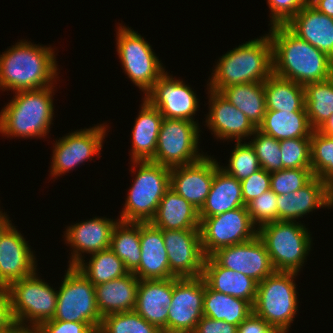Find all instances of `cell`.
Wrapping results in <instances>:
<instances>
[{"label":"cell","mask_w":333,"mask_h":333,"mask_svg":"<svg viewBox=\"0 0 333 333\" xmlns=\"http://www.w3.org/2000/svg\"><path fill=\"white\" fill-rule=\"evenodd\" d=\"M273 74L305 86L333 76V59L286 25L271 26Z\"/></svg>","instance_id":"obj_1"},{"label":"cell","mask_w":333,"mask_h":333,"mask_svg":"<svg viewBox=\"0 0 333 333\" xmlns=\"http://www.w3.org/2000/svg\"><path fill=\"white\" fill-rule=\"evenodd\" d=\"M51 46L20 40L0 55V89L37 90L53 86L58 76L57 61ZM58 76V77H57Z\"/></svg>","instance_id":"obj_2"},{"label":"cell","mask_w":333,"mask_h":333,"mask_svg":"<svg viewBox=\"0 0 333 333\" xmlns=\"http://www.w3.org/2000/svg\"><path fill=\"white\" fill-rule=\"evenodd\" d=\"M211 73L208 89L220 92L233 84L264 83L273 73L272 42L268 34L246 41L222 55Z\"/></svg>","instance_id":"obj_3"},{"label":"cell","mask_w":333,"mask_h":333,"mask_svg":"<svg viewBox=\"0 0 333 333\" xmlns=\"http://www.w3.org/2000/svg\"><path fill=\"white\" fill-rule=\"evenodd\" d=\"M54 87L15 92L0 112V133L12 138H45L53 124Z\"/></svg>","instance_id":"obj_4"},{"label":"cell","mask_w":333,"mask_h":333,"mask_svg":"<svg viewBox=\"0 0 333 333\" xmlns=\"http://www.w3.org/2000/svg\"><path fill=\"white\" fill-rule=\"evenodd\" d=\"M132 164L131 172L137 173H134L135 179L118 220L147 223L154 218L161 199L170 188L171 168L152 161H132ZM137 167L138 170L133 169Z\"/></svg>","instance_id":"obj_5"},{"label":"cell","mask_w":333,"mask_h":333,"mask_svg":"<svg viewBox=\"0 0 333 333\" xmlns=\"http://www.w3.org/2000/svg\"><path fill=\"white\" fill-rule=\"evenodd\" d=\"M307 229L297 221H275L257 229L275 271L298 273L301 270L312 246Z\"/></svg>","instance_id":"obj_6"},{"label":"cell","mask_w":333,"mask_h":333,"mask_svg":"<svg viewBox=\"0 0 333 333\" xmlns=\"http://www.w3.org/2000/svg\"><path fill=\"white\" fill-rule=\"evenodd\" d=\"M296 272L275 271L257 285L253 313L271 327L289 331L298 313Z\"/></svg>","instance_id":"obj_7"},{"label":"cell","mask_w":333,"mask_h":333,"mask_svg":"<svg viewBox=\"0 0 333 333\" xmlns=\"http://www.w3.org/2000/svg\"><path fill=\"white\" fill-rule=\"evenodd\" d=\"M6 288L16 325L39 327L45 321L52 320L57 306V290L38 277L36 271L10 283Z\"/></svg>","instance_id":"obj_8"},{"label":"cell","mask_w":333,"mask_h":333,"mask_svg":"<svg viewBox=\"0 0 333 333\" xmlns=\"http://www.w3.org/2000/svg\"><path fill=\"white\" fill-rule=\"evenodd\" d=\"M117 31L116 51L123 70L145 95L165 73V67L151 45L137 31L121 24Z\"/></svg>","instance_id":"obj_9"},{"label":"cell","mask_w":333,"mask_h":333,"mask_svg":"<svg viewBox=\"0 0 333 333\" xmlns=\"http://www.w3.org/2000/svg\"><path fill=\"white\" fill-rule=\"evenodd\" d=\"M52 320L88 323L99 330L102 316L98 311L95 285L75 266H68L57 290V306Z\"/></svg>","instance_id":"obj_10"},{"label":"cell","mask_w":333,"mask_h":333,"mask_svg":"<svg viewBox=\"0 0 333 333\" xmlns=\"http://www.w3.org/2000/svg\"><path fill=\"white\" fill-rule=\"evenodd\" d=\"M198 122L163 118L152 162L173 168L195 163L206 154L199 153Z\"/></svg>","instance_id":"obj_11"},{"label":"cell","mask_w":333,"mask_h":333,"mask_svg":"<svg viewBox=\"0 0 333 333\" xmlns=\"http://www.w3.org/2000/svg\"><path fill=\"white\" fill-rule=\"evenodd\" d=\"M199 218L202 249L206 257L220 248L250 241L258 234V227L253 224L247 206Z\"/></svg>","instance_id":"obj_12"},{"label":"cell","mask_w":333,"mask_h":333,"mask_svg":"<svg viewBox=\"0 0 333 333\" xmlns=\"http://www.w3.org/2000/svg\"><path fill=\"white\" fill-rule=\"evenodd\" d=\"M108 126L98 124L76 130L56 140L53 146L50 175L54 178L73 170L93 156L100 155Z\"/></svg>","instance_id":"obj_13"},{"label":"cell","mask_w":333,"mask_h":333,"mask_svg":"<svg viewBox=\"0 0 333 333\" xmlns=\"http://www.w3.org/2000/svg\"><path fill=\"white\" fill-rule=\"evenodd\" d=\"M205 281L200 277H173L168 308V333H193L203 317Z\"/></svg>","instance_id":"obj_14"},{"label":"cell","mask_w":333,"mask_h":333,"mask_svg":"<svg viewBox=\"0 0 333 333\" xmlns=\"http://www.w3.org/2000/svg\"><path fill=\"white\" fill-rule=\"evenodd\" d=\"M189 85L175 79L167 71L154 83L144 98L159 110L163 118L190 120L193 122L199 99Z\"/></svg>","instance_id":"obj_15"},{"label":"cell","mask_w":333,"mask_h":333,"mask_svg":"<svg viewBox=\"0 0 333 333\" xmlns=\"http://www.w3.org/2000/svg\"><path fill=\"white\" fill-rule=\"evenodd\" d=\"M170 272L178 278L200 277L206 256L200 229L162 230Z\"/></svg>","instance_id":"obj_16"},{"label":"cell","mask_w":333,"mask_h":333,"mask_svg":"<svg viewBox=\"0 0 333 333\" xmlns=\"http://www.w3.org/2000/svg\"><path fill=\"white\" fill-rule=\"evenodd\" d=\"M211 257L222 267L241 272L260 283L275 272L262 240L254 239L218 249Z\"/></svg>","instance_id":"obj_17"},{"label":"cell","mask_w":333,"mask_h":333,"mask_svg":"<svg viewBox=\"0 0 333 333\" xmlns=\"http://www.w3.org/2000/svg\"><path fill=\"white\" fill-rule=\"evenodd\" d=\"M23 235L11 223L0 236V287L32 275L37 261Z\"/></svg>","instance_id":"obj_18"},{"label":"cell","mask_w":333,"mask_h":333,"mask_svg":"<svg viewBox=\"0 0 333 333\" xmlns=\"http://www.w3.org/2000/svg\"><path fill=\"white\" fill-rule=\"evenodd\" d=\"M119 220L106 217H93L67 227L64 233L65 243L72 248L68 266H76L88 255L110 248L111 235Z\"/></svg>","instance_id":"obj_19"},{"label":"cell","mask_w":333,"mask_h":333,"mask_svg":"<svg viewBox=\"0 0 333 333\" xmlns=\"http://www.w3.org/2000/svg\"><path fill=\"white\" fill-rule=\"evenodd\" d=\"M209 113L205 125L212 131L216 139L236 140L250 138L257 129L247 116L233 106L219 92L208 89Z\"/></svg>","instance_id":"obj_20"},{"label":"cell","mask_w":333,"mask_h":333,"mask_svg":"<svg viewBox=\"0 0 333 333\" xmlns=\"http://www.w3.org/2000/svg\"><path fill=\"white\" fill-rule=\"evenodd\" d=\"M214 178V159L204 156L199 161L171 168L170 188L197 210L204 205Z\"/></svg>","instance_id":"obj_21"},{"label":"cell","mask_w":333,"mask_h":333,"mask_svg":"<svg viewBox=\"0 0 333 333\" xmlns=\"http://www.w3.org/2000/svg\"><path fill=\"white\" fill-rule=\"evenodd\" d=\"M277 207L278 221H296L318 208L333 207V188L314 176L299 190L277 195Z\"/></svg>","instance_id":"obj_22"},{"label":"cell","mask_w":333,"mask_h":333,"mask_svg":"<svg viewBox=\"0 0 333 333\" xmlns=\"http://www.w3.org/2000/svg\"><path fill=\"white\" fill-rule=\"evenodd\" d=\"M172 295L173 278L139 280L134 310L148 323L168 333V308Z\"/></svg>","instance_id":"obj_23"},{"label":"cell","mask_w":333,"mask_h":333,"mask_svg":"<svg viewBox=\"0 0 333 333\" xmlns=\"http://www.w3.org/2000/svg\"><path fill=\"white\" fill-rule=\"evenodd\" d=\"M141 261L133 273L139 280L168 279L175 277L170 272L169 260L162 230L150 222L140 223Z\"/></svg>","instance_id":"obj_24"},{"label":"cell","mask_w":333,"mask_h":333,"mask_svg":"<svg viewBox=\"0 0 333 333\" xmlns=\"http://www.w3.org/2000/svg\"><path fill=\"white\" fill-rule=\"evenodd\" d=\"M286 26L299 38L307 41L333 59V18L307 3Z\"/></svg>","instance_id":"obj_25"},{"label":"cell","mask_w":333,"mask_h":333,"mask_svg":"<svg viewBox=\"0 0 333 333\" xmlns=\"http://www.w3.org/2000/svg\"><path fill=\"white\" fill-rule=\"evenodd\" d=\"M138 286L139 278L133 272L95 285L96 304L102 318L109 314L134 310Z\"/></svg>","instance_id":"obj_26"},{"label":"cell","mask_w":333,"mask_h":333,"mask_svg":"<svg viewBox=\"0 0 333 333\" xmlns=\"http://www.w3.org/2000/svg\"><path fill=\"white\" fill-rule=\"evenodd\" d=\"M202 277L211 289L254 304L258 283L241 272L220 266L211 256L205 259Z\"/></svg>","instance_id":"obj_27"},{"label":"cell","mask_w":333,"mask_h":333,"mask_svg":"<svg viewBox=\"0 0 333 333\" xmlns=\"http://www.w3.org/2000/svg\"><path fill=\"white\" fill-rule=\"evenodd\" d=\"M218 163L214 158L212 186L204 205L199 210V217L216 216L246 206L242 199L241 181L226 173Z\"/></svg>","instance_id":"obj_28"},{"label":"cell","mask_w":333,"mask_h":333,"mask_svg":"<svg viewBox=\"0 0 333 333\" xmlns=\"http://www.w3.org/2000/svg\"><path fill=\"white\" fill-rule=\"evenodd\" d=\"M132 128V161H152L163 116L145 98Z\"/></svg>","instance_id":"obj_29"},{"label":"cell","mask_w":333,"mask_h":333,"mask_svg":"<svg viewBox=\"0 0 333 333\" xmlns=\"http://www.w3.org/2000/svg\"><path fill=\"white\" fill-rule=\"evenodd\" d=\"M150 223L161 230L200 229L199 210L169 188Z\"/></svg>","instance_id":"obj_30"},{"label":"cell","mask_w":333,"mask_h":333,"mask_svg":"<svg viewBox=\"0 0 333 333\" xmlns=\"http://www.w3.org/2000/svg\"><path fill=\"white\" fill-rule=\"evenodd\" d=\"M257 129L279 141L292 138H310L313 131L307 112L274 110H266L263 121Z\"/></svg>","instance_id":"obj_31"},{"label":"cell","mask_w":333,"mask_h":333,"mask_svg":"<svg viewBox=\"0 0 333 333\" xmlns=\"http://www.w3.org/2000/svg\"><path fill=\"white\" fill-rule=\"evenodd\" d=\"M263 86L267 110L306 112L303 85L272 73Z\"/></svg>","instance_id":"obj_32"},{"label":"cell","mask_w":333,"mask_h":333,"mask_svg":"<svg viewBox=\"0 0 333 333\" xmlns=\"http://www.w3.org/2000/svg\"><path fill=\"white\" fill-rule=\"evenodd\" d=\"M251 313L249 301L215 291L205 283L203 316L238 326Z\"/></svg>","instance_id":"obj_33"},{"label":"cell","mask_w":333,"mask_h":333,"mask_svg":"<svg viewBox=\"0 0 333 333\" xmlns=\"http://www.w3.org/2000/svg\"><path fill=\"white\" fill-rule=\"evenodd\" d=\"M219 93L242 111L256 128L262 123L267 110L263 83L233 84Z\"/></svg>","instance_id":"obj_34"},{"label":"cell","mask_w":333,"mask_h":333,"mask_svg":"<svg viewBox=\"0 0 333 333\" xmlns=\"http://www.w3.org/2000/svg\"><path fill=\"white\" fill-rule=\"evenodd\" d=\"M110 249L133 272L141 261L140 223L118 221L112 231Z\"/></svg>","instance_id":"obj_35"},{"label":"cell","mask_w":333,"mask_h":333,"mask_svg":"<svg viewBox=\"0 0 333 333\" xmlns=\"http://www.w3.org/2000/svg\"><path fill=\"white\" fill-rule=\"evenodd\" d=\"M309 124L318 130L333 114V76L304 86Z\"/></svg>","instance_id":"obj_36"},{"label":"cell","mask_w":333,"mask_h":333,"mask_svg":"<svg viewBox=\"0 0 333 333\" xmlns=\"http://www.w3.org/2000/svg\"><path fill=\"white\" fill-rule=\"evenodd\" d=\"M89 257V262L83 259L75 267L94 285H100L129 273L123 261L110 248L95 252Z\"/></svg>","instance_id":"obj_37"},{"label":"cell","mask_w":333,"mask_h":333,"mask_svg":"<svg viewBox=\"0 0 333 333\" xmlns=\"http://www.w3.org/2000/svg\"><path fill=\"white\" fill-rule=\"evenodd\" d=\"M311 170L333 188V136L313 130L310 136Z\"/></svg>","instance_id":"obj_38"},{"label":"cell","mask_w":333,"mask_h":333,"mask_svg":"<svg viewBox=\"0 0 333 333\" xmlns=\"http://www.w3.org/2000/svg\"><path fill=\"white\" fill-rule=\"evenodd\" d=\"M98 333H163V331L132 310L104 316Z\"/></svg>","instance_id":"obj_39"},{"label":"cell","mask_w":333,"mask_h":333,"mask_svg":"<svg viewBox=\"0 0 333 333\" xmlns=\"http://www.w3.org/2000/svg\"><path fill=\"white\" fill-rule=\"evenodd\" d=\"M234 146L228 161L229 164H227L228 166L224 167L220 165V168L238 181H242L252 173L260 170L261 167L258 157L249 142L241 143V141H237Z\"/></svg>","instance_id":"obj_40"},{"label":"cell","mask_w":333,"mask_h":333,"mask_svg":"<svg viewBox=\"0 0 333 333\" xmlns=\"http://www.w3.org/2000/svg\"><path fill=\"white\" fill-rule=\"evenodd\" d=\"M249 143L253 147L260 167L267 172H275L282 169V154L280 150V141L272 136L266 135L255 130Z\"/></svg>","instance_id":"obj_41"},{"label":"cell","mask_w":333,"mask_h":333,"mask_svg":"<svg viewBox=\"0 0 333 333\" xmlns=\"http://www.w3.org/2000/svg\"><path fill=\"white\" fill-rule=\"evenodd\" d=\"M282 169H311L310 138L280 140Z\"/></svg>","instance_id":"obj_42"},{"label":"cell","mask_w":333,"mask_h":333,"mask_svg":"<svg viewBox=\"0 0 333 333\" xmlns=\"http://www.w3.org/2000/svg\"><path fill=\"white\" fill-rule=\"evenodd\" d=\"M313 177L311 169H281L270 173V189L276 195L289 194L305 186Z\"/></svg>","instance_id":"obj_43"},{"label":"cell","mask_w":333,"mask_h":333,"mask_svg":"<svg viewBox=\"0 0 333 333\" xmlns=\"http://www.w3.org/2000/svg\"><path fill=\"white\" fill-rule=\"evenodd\" d=\"M246 206L253 224L258 228L278 221L277 195L271 189L253 199Z\"/></svg>","instance_id":"obj_44"},{"label":"cell","mask_w":333,"mask_h":333,"mask_svg":"<svg viewBox=\"0 0 333 333\" xmlns=\"http://www.w3.org/2000/svg\"><path fill=\"white\" fill-rule=\"evenodd\" d=\"M271 11L269 26L286 25L308 0H267Z\"/></svg>","instance_id":"obj_45"},{"label":"cell","mask_w":333,"mask_h":333,"mask_svg":"<svg viewBox=\"0 0 333 333\" xmlns=\"http://www.w3.org/2000/svg\"><path fill=\"white\" fill-rule=\"evenodd\" d=\"M241 186L242 199L244 201V204L247 205L253 199L270 190V173L261 168L255 173H252L248 178L242 180Z\"/></svg>","instance_id":"obj_46"},{"label":"cell","mask_w":333,"mask_h":333,"mask_svg":"<svg viewBox=\"0 0 333 333\" xmlns=\"http://www.w3.org/2000/svg\"><path fill=\"white\" fill-rule=\"evenodd\" d=\"M38 328L41 333H98V330L88 323L62 320H48Z\"/></svg>","instance_id":"obj_47"},{"label":"cell","mask_w":333,"mask_h":333,"mask_svg":"<svg viewBox=\"0 0 333 333\" xmlns=\"http://www.w3.org/2000/svg\"><path fill=\"white\" fill-rule=\"evenodd\" d=\"M237 327L222 320H214L203 316L193 333H237Z\"/></svg>","instance_id":"obj_48"},{"label":"cell","mask_w":333,"mask_h":333,"mask_svg":"<svg viewBox=\"0 0 333 333\" xmlns=\"http://www.w3.org/2000/svg\"><path fill=\"white\" fill-rule=\"evenodd\" d=\"M15 325L8 290L6 287H0V331L11 330Z\"/></svg>","instance_id":"obj_49"},{"label":"cell","mask_w":333,"mask_h":333,"mask_svg":"<svg viewBox=\"0 0 333 333\" xmlns=\"http://www.w3.org/2000/svg\"><path fill=\"white\" fill-rule=\"evenodd\" d=\"M271 326L261 317L251 313L237 327V333H266Z\"/></svg>","instance_id":"obj_50"},{"label":"cell","mask_w":333,"mask_h":333,"mask_svg":"<svg viewBox=\"0 0 333 333\" xmlns=\"http://www.w3.org/2000/svg\"><path fill=\"white\" fill-rule=\"evenodd\" d=\"M317 11L333 18V0H308Z\"/></svg>","instance_id":"obj_51"},{"label":"cell","mask_w":333,"mask_h":333,"mask_svg":"<svg viewBox=\"0 0 333 333\" xmlns=\"http://www.w3.org/2000/svg\"><path fill=\"white\" fill-rule=\"evenodd\" d=\"M8 333H41L38 327H27L15 325Z\"/></svg>","instance_id":"obj_52"},{"label":"cell","mask_w":333,"mask_h":333,"mask_svg":"<svg viewBox=\"0 0 333 333\" xmlns=\"http://www.w3.org/2000/svg\"><path fill=\"white\" fill-rule=\"evenodd\" d=\"M319 132L327 136H333V114L327 121L318 129Z\"/></svg>","instance_id":"obj_53"},{"label":"cell","mask_w":333,"mask_h":333,"mask_svg":"<svg viewBox=\"0 0 333 333\" xmlns=\"http://www.w3.org/2000/svg\"><path fill=\"white\" fill-rule=\"evenodd\" d=\"M11 220H9L8 215L0 210V236L3 231L11 224Z\"/></svg>","instance_id":"obj_54"},{"label":"cell","mask_w":333,"mask_h":333,"mask_svg":"<svg viewBox=\"0 0 333 333\" xmlns=\"http://www.w3.org/2000/svg\"><path fill=\"white\" fill-rule=\"evenodd\" d=\"M266 333H288V331L279 327H270Z\"/></svg>","instance_id":"obj_55"},{"label":"cell","mask_w":333,"mask_h":333,"mask_svg":"<svg viewBox=\"0 0 333 333\" xmlns=\"http://www.w3.org/2000/svg\"><path fill=\"white\" fill-rule=\"evenodd\" d=\"M9 330H1L0 333H8Z\"/></svg>","instance_id":"obj_56"}]
</instances>
